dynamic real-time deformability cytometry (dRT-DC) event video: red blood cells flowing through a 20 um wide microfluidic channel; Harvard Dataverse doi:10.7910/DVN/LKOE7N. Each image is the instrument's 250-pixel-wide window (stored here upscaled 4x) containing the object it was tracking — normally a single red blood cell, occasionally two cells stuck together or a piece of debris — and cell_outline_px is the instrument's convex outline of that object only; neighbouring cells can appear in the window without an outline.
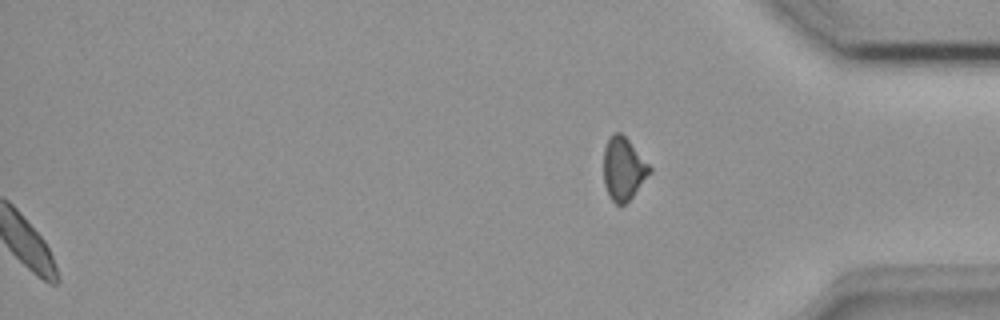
{"species": "common noctule bat (a hibernating species)", "species_latin": "Nyctalus noctula", "temperature_condition": "room temperature", "stored_images_in_passage": 40, "segment_of_instrument_passage": [2, 2], "camera_frame_rate_fps": 3000, "um_per_image_px": 0.085, "animal": {"sex": "female", "body_mass_g": 18.4}, "frame": {"image": 1, "passage_image": 40, "time_ms": 13.0, "image_size_px": [1000, 320], "cell_outline_px": [[652, 172], [632, 196], [624, 204], [616, 204], [608, 196], [604, 184], [604, 148], [608, 140], [616, 132], [620, 132], [628, 140], [652, 168]], "centroid_in_image_um": [52.99, 14.37], "position_along_channel_um": 382.2, "area_um2": 16.59}}